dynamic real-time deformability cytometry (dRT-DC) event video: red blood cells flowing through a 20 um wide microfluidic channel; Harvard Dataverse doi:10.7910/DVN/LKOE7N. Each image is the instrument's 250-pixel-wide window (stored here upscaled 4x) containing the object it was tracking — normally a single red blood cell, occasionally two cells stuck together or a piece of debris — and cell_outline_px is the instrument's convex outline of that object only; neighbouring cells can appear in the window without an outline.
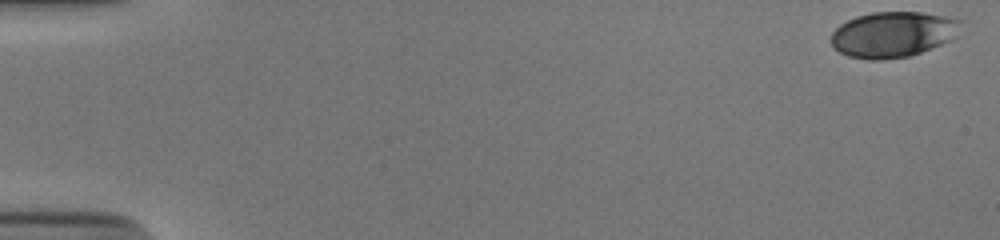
{"species": "human", "species_latin": "Homo sapiens", "temperature_condition": "cold", "stored_images_in_passage": 46, "camera_frame_rate_fps": 3000, "um_per_image_px": 0.085, "donor": {"sex": "male"}, "frame": {"image": 1, "passage_image": 1, "time_ms": 0.0, "image_size_px": [1000, 240], "cell_outline_px": [[968, 20], [956, 36], [940, 44], [920, 52], [908, 56], [880, 60], [868, 60], [848, 56], [840, 52], [832, 44], [832, 32], [840, 24], [856, 16], [872, 12], [920, 12]], "centroid_in_image_um": [75.95, 2.91], "position_along_channel_um": 9.0, "area_um2": 34.62}}
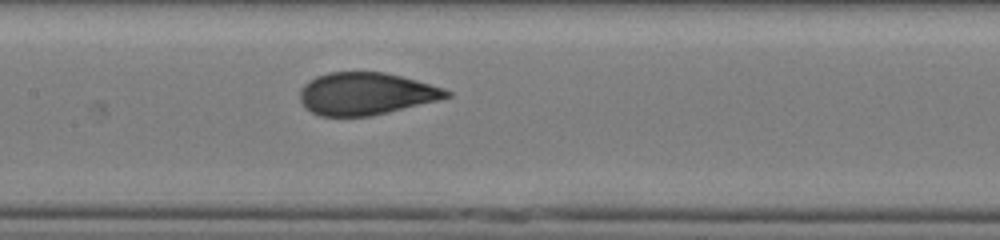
{"frame": {"image": 2, "passage_image": 27, "time_ms": 8.667, "image_size_px": [1000, 240], "cell_outline_px": [[452, 96], [372, 116], [320, 116], [312, 112], [300, 100], [300, 88], [308, 80], [316, 76], [328, 72], [384, 72], [416, 80], [444, 88], [452, 92]], "centroid_in_image_um": [31.08, 7.96], "position_along_channel_um": 176.3, "area_um2": 35.95}}
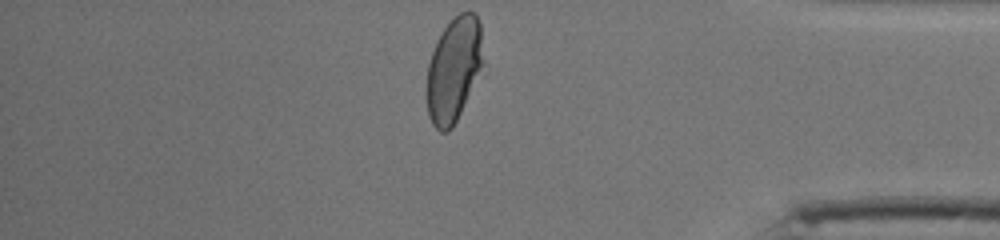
{"frame": {"image": 3, "passage_image": 46, "time_ms": 15.0, "image_size_px": [1000, 240], "cell_outline_px": [[480, 64], [460, 112], [452, 128], [448, 132], [440, 132], [432, 124], [428, 116], [424, 88], [428, 64], [436, 40], [444, 28], [460, 12], [476, 12], [480, 20]], "centroid_in_image_um": [38.46, 5.93], "position_along_channel_um": 396.7, "area_um2": 33.52}, "authors_computed_cell_mechanics": {"area_um2": 36.0094, "velocity_mm_per_s": 3.8723, "shape_relaxation_time_tau1_ms": 4.9938, "shape_relaxation_time_tau2_ms": null, "deformation_change_tau1": 0.1834, "deformation_change_tau2": null}}